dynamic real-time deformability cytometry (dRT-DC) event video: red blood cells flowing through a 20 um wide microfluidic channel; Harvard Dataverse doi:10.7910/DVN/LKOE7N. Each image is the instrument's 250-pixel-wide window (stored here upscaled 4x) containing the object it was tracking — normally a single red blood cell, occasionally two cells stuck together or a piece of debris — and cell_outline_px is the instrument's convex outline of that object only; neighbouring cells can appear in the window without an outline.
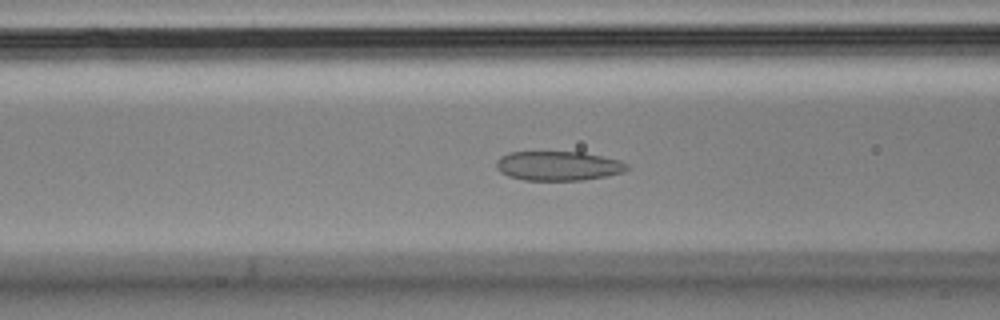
{"species": "Egyptian fruit bat (a non-hibernating species)", "species_latin": "Rousettus aegyptiacus", "temperature_condition": "cold", "stored_images_in_passage": 48, "camera_frame_rate_fps": 3000, "um_per_image_px": 0.085, "animal": {"sex": "male"}, "frame": {"image": 1, "passage_image": 14, "time_ms": 4.333, "image_size_px": [1000, 320], "cell_outline_px": [[628, 168], [624, 172], [608, 176], [584, 180], [524, 180], [508, 176], [500, 172], [496, 168], [496, 160], [500, 156], [508, 152], [584, 152], [620, 160], [628, 164]], "centroid_in_image_um": [47.45, 14.1], "position_along_channel_um": 119.2, "area_um2": 22.6}}
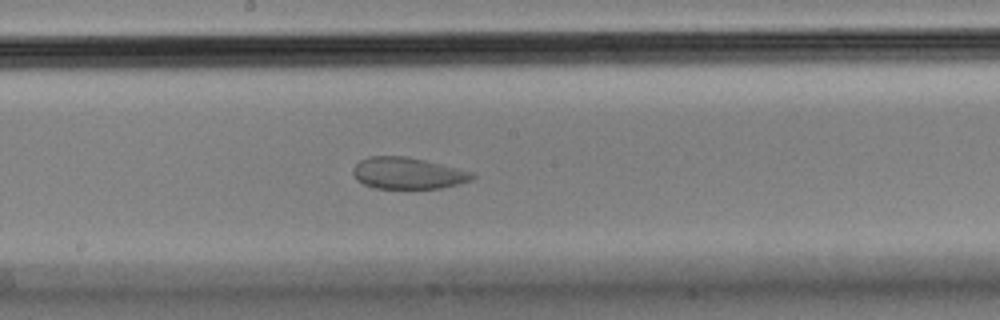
{"frame": {"image": 2, "passage_image": 22, "time_ms": 7.0, "image_size_px": [1000, 320], "cell_outline_px": [[476, 176], [472, 180], [440, 188], [372, 188], [356, 180], [352, 172], [352, 168], [360, 160], [368, 156], [408, 156], [472, 172]], "centroid_in_image_um": [34.61, 14.72], "position_along_channel_um": 213.6, "area_um2": 21.85}}
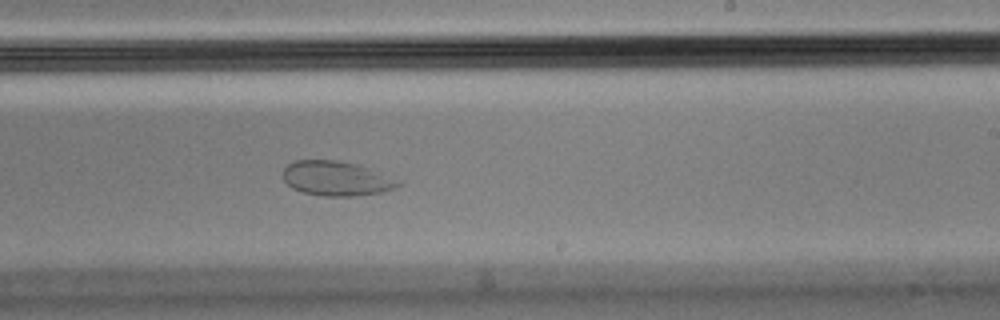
{"frame": {"image": 3, "passage_image": 26, "time_ms": 8.333, "image_size_px": [1000, 320], "cell_outline_px": [[404, 180], [400, 184], [392, 188], [380, 192], [356, 196], [324, 196], [300, 192], [292, 188], [284, 180], [284, 168], [288, 164], [296, 160], [336, 160], [356, 164]], "centroid_in_image_um": [28.6, 15.17], "position_along_channel_um": 260.4, "area_um2": 23.24}}